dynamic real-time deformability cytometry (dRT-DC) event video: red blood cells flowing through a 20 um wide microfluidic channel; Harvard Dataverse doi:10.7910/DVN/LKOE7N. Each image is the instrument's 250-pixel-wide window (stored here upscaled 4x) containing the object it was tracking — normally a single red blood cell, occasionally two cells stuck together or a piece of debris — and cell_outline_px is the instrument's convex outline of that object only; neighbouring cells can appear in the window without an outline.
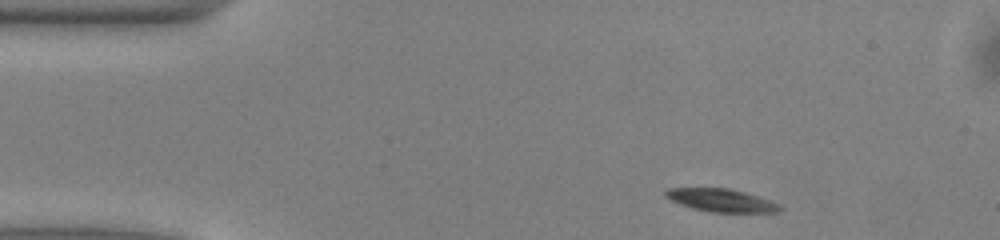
{"species": "common noctule bat (a hibernating species)", "species_latin": "Nyctalus noctula", "temperature_condition": "warm", "stored_images_in_passage": 45, "camera_frame_rate_fps": 3000, "um_per_image_px": 0.085, "animal": {"sex": "male", "body_mass_g": 13.0, "forearm_length_mm": 53.1}, "frame": {"image": 1, "passage_image": 1, "time_ms": 0.0, "image_size_px": [1000, 240], "cell_outline_px": [[784, 208], [776, 212], [712, 212], [692, 208], [680, 204], [664, 196], [664, 192], [668, 188], [728, 188], [744, 192], [780, 204]], "centroid_in_image_um": [61.29, 17.02], "position_along_channel_um": 23.7, "area_um2": 15.09}}
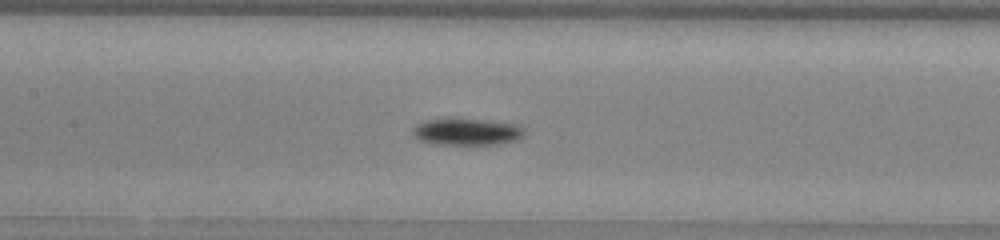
{"frame": {"image": 2, "passage_image": 17, "time_ms": 5.333, "image_size_px": [1000, 240], "cell_outline_px": [[524, 136], [516, 140], [496, 144], [432, 144], [416, 140], [412, 132], [412, 128], [416, 124], [424, 120], [484, 120], [516, 124], [524, 128]], "centroid_in_image_um": [39.65, 11.22], "position_along_channel_um": 167.8, "area_um2": 17.22}}
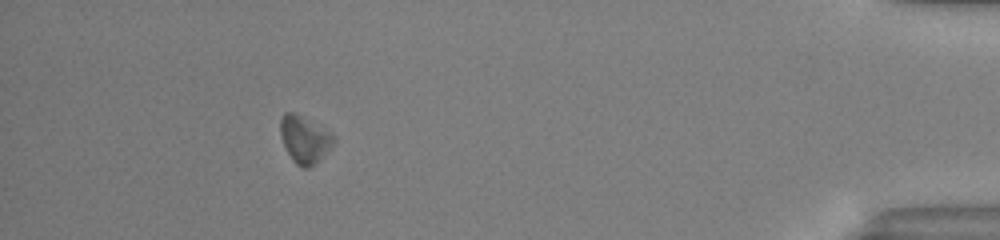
{"frame": {"image": 3, "passage_image": 40, "time_ms": 13.0, "image_size_px": [1000, 240], "cell_outline_px": [[336, 140], [316, 164], [308, 168], [300, 168], [292, 160], [280, 136], [280, 116], [284, 112], [296, 112], [336, 136]], "centroid_in_image_um": [25.87, 11.84], "position_along_channel_um": 409.3, "area_um2": 14.74}, "authors_computed_cell_mechanics": {"area_um2": 15.7794, "velocity_mm_per_s": 3.9815, "shape_relaxation_time_tau1_ms": 1.0756, "shape_relaxation_time_tau2_ms": null, "deformation_change_tau1": 0.102, "deformation_change_tau2": null}}